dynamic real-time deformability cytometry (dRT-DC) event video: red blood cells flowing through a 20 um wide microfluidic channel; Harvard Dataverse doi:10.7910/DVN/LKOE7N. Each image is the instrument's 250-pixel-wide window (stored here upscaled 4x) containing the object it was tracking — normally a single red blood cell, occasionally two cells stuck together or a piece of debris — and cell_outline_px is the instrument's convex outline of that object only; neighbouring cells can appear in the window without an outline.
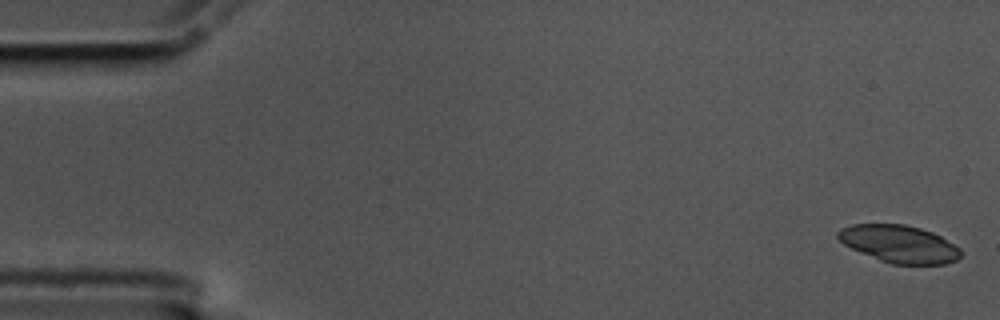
{"species": "common noctule bat (a hibernating species)", "species_latin": "Nyctalus noctula", "temperature_condition": "cold", "stored_images_in_passage": 15, "camera_frame_rate_fps": 3000, "um_per_image_px": 0.085, "animal": {"sex": "male", "body_mass_g": 17.5, "forearm_length_mm": 52.3}, "frame": {"image": 1, "passage_image": 1, "time_ms": 0.0, "image_size_px": [1000, 320], "cell_outline_px": [[960, 256], [956, 260], [944, 264], [892, 264], [880, 260], [860, 252], [844, 244], [836, 236], [836, 232], [840, 228], [852, 224], [904, 224], [920, 228], [932, 232], [940, 236], [960, 248]], "centroid_in_image_um": [76.41, 20.73], "position_along_channel_um": 8.6, "area_um2": 26.65}}